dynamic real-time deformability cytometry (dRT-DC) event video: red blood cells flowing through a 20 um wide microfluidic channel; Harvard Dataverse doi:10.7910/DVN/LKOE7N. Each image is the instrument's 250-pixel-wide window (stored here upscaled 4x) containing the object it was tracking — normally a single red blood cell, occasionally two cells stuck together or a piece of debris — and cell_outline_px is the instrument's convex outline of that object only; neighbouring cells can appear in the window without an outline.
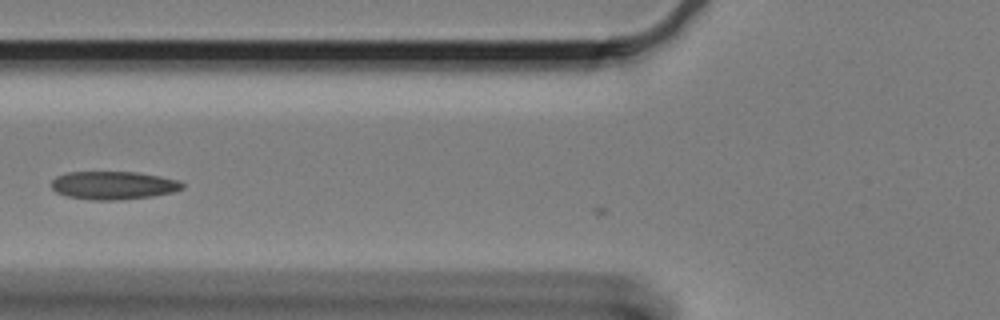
{"species": "Egyptian fruit bat (a non-hibernating species)", "species_latin": "Rousettus aegyptiacus", "temperature_condition": "cold", "stored_images_in_passage": 8, "camera_frame_rate_fps": 3000, "um_per_image_px": 0.085, "animal": {"sex": "female"}, "frame": {"image": 1, "passage_image": 7, "time_ms": 2.0, "image_size_px": [1000, 320], "cell_outline_px": [[184, 188], [172, 192], [152, 196], [116, 200], [92, 200], [68, 196], [56, 192], [52, 188], [52, 180], [56, 176], [68, 172], [136, 172], [160, 176], [180, 180], [184, 184]], "centroid_in_image_um": [9.65, 15.75], "position_along_channel_um": 116.1, "area_um2": 21.44}}